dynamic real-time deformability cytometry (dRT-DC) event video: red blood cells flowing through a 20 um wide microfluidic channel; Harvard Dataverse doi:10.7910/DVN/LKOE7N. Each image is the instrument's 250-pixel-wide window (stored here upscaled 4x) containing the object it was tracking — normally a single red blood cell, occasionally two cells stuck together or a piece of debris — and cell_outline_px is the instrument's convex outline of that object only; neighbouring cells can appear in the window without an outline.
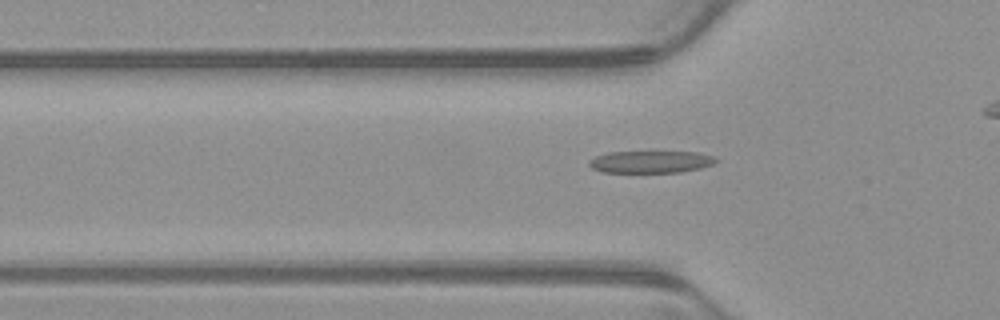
{"species": "common noctule bat (a hibernating species)", "species_latin": "Nyctalus noctula", "temperature_condition": "warm", "stored_images_in_passage": 43, "camera_frame_rate_fps": 3000, "um_per_image_px": 0.085, "animal": {"sex": "male", "body_mass_g": 23.1, "forearm_length_mm": 52.7}, "frame": {"image": 1, "passage_image": 17, "time_ms": 5.333, "image_size_px": [1000, 320], "cell_outline_px": [[720, 160], [712, 164], [700, 168], [680, 172], [600, 172], [592, 168], [588, 164], [588, 160], [596, 156], [608, 152], [652, 148], [696, 152], [712, 156]], "centroid_in_image_um": [55.29, 13.69], "position_along_channel_um": 70.5, "area_um2": 17.57}}
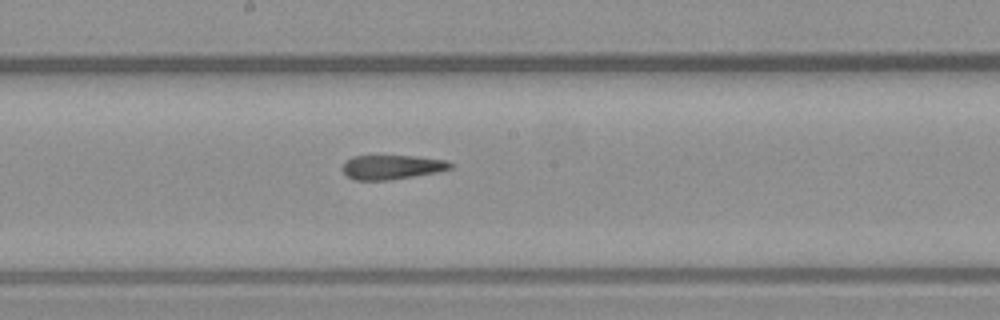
{"frame": {"image": 2, "passage_image": 28, "time_ms": 9.0, "image_size_px": [1000, 320], "cell_outline_px": [[452, 168], [436, 172], [388, 180], [352, 180], [344, 172], [344, 164], [352, 156], [416, 156], [448, 160], [452, 164]], "centroid_in_image_um": [33.34, 14.2], "position_along_channel_um": 214.9, "area_um2": 15.09}}
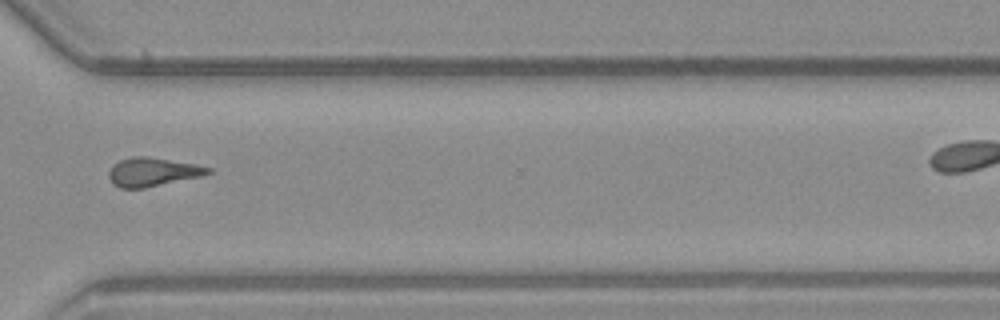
{"frame": {"image": 3, "passage_image": 39, "time_ms": 12.667, "image_size_px": [1000, 320], "cell_outline_px": [[212, 172], [200, 176], [144, 188], [120, 188], [112, 184], [108, 176], [108, 172], [112, 164], [120, 160], [132, 156], [148, 156], [196, 164], [212, 168]], "centroid_in_image_um": [12.93, 14.61], "position_along_channel_um": 357.7, "area_um2": 16.65}}